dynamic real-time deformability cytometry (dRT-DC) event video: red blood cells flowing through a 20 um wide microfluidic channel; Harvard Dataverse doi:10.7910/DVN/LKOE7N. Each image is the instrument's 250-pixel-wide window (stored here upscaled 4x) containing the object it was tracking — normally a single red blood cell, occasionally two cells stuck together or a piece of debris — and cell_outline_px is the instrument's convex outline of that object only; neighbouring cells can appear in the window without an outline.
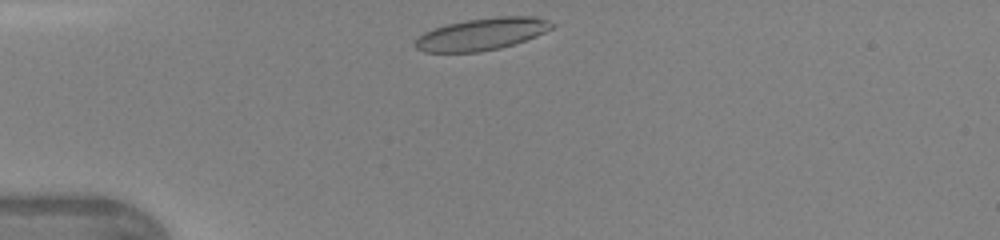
{"species": "human", "species_latin": "Homo sapiens", "temperature_condition": "warm", "stored_images_in_passage": 6, "camera_frame_rate_fps": 3000, "um_per_image_px": 0.085, "donor": {"sex": "female"}, "frame": {"image": 1, "passage_image": 1, "time_ms": 0.0, "image_size_px": [1000, 240], "cell_outline_px": [[556, 24], [552, 28], [536, 36], [500, 48], [480, 52], [424, 52], [416, 48], [412, 44], [424, 32], [432, 28], [448, 24], [468, 20], [496, 16], [536, 16], [548, 20]], "centroid_in_image_um": [40.95, 2.89], "position_along_channel_um": 44.1, "area_um2": 25.55}}